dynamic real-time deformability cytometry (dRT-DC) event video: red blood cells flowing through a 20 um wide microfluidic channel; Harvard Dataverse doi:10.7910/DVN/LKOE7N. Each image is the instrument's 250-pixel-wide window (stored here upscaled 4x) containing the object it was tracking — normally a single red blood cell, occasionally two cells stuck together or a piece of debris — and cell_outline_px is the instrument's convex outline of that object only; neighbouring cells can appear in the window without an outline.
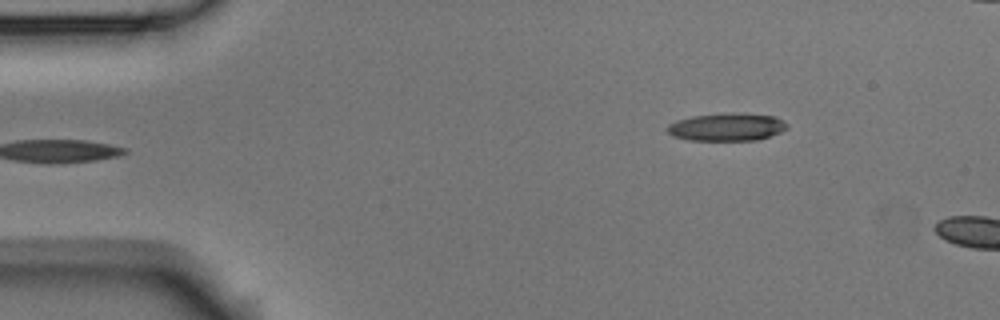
{"species": "Egyptian fruit bat (a non-hibernating species)", "species_latin": "Rousettus aegyptiacus", "temperature_condition": "room temperature", "stored_images_in_passage": 3, "camera_frame_rate_fps": 3000, "um_per_image_px": 0.085, "animal": {"sex": "male"}, "frame": {"image": 1, "passage_image": 3, "time_ms": 0.667, "image_size_px": [1000, 320], "cell_outline_px": [[788, 128], [780, 132], [756, 140], [688, 140], [672, 136], [668, 132], [668, 124], [676, 120], [692, 116], [732, 112], [744, 112], [772, 116], [788, 124]], "centroid_in_image_um": [61.76, 10.78], "position_along_channel_um": 23.2, "area_um2": 19.42}}